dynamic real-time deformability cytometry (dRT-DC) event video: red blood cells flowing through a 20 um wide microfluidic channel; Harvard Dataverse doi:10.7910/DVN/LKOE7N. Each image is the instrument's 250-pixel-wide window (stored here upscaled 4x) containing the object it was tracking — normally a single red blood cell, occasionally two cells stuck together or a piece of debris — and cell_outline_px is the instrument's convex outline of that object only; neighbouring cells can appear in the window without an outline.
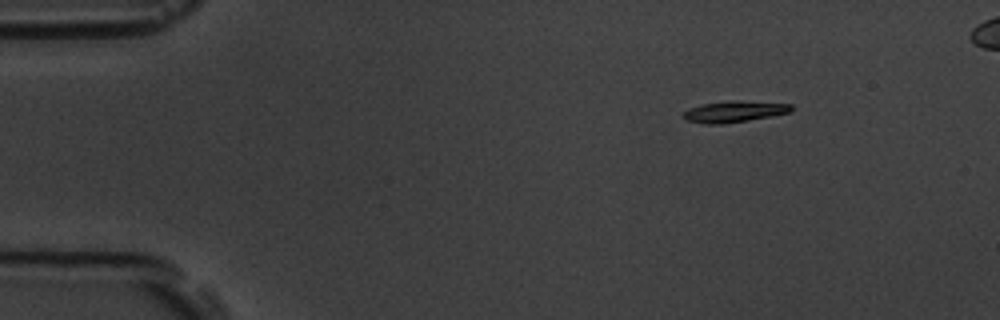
{"species": "common noctule bat (a hibernating species)", "species_latin": "Nyctalus noctula", "temperature_condition": "room temperature", "stored_images_in_passage": 2, "camera_frame_rate_fps": 3000, "um_per_image_px": 0.085, "animal": {"sex": "male", "body_mass_g": 19.5, "forearm_length_mm": 54.6}, "frame": {"image": 1, "passage_image": 2, "time_ms": 1.333, "image_size_px": [1000, 320], "cell_outline_px": [[792, 112], [772, 116], [724, 124], [704, 124], [684, 120], [684, 112], [688, 108], [700, 104], [728, 100], [736, 100], [792, 104]], "centroid_in_image_um": [62.39, 9.48], "position_along_channel_um": 22.6, "area_um2": 13.58}}